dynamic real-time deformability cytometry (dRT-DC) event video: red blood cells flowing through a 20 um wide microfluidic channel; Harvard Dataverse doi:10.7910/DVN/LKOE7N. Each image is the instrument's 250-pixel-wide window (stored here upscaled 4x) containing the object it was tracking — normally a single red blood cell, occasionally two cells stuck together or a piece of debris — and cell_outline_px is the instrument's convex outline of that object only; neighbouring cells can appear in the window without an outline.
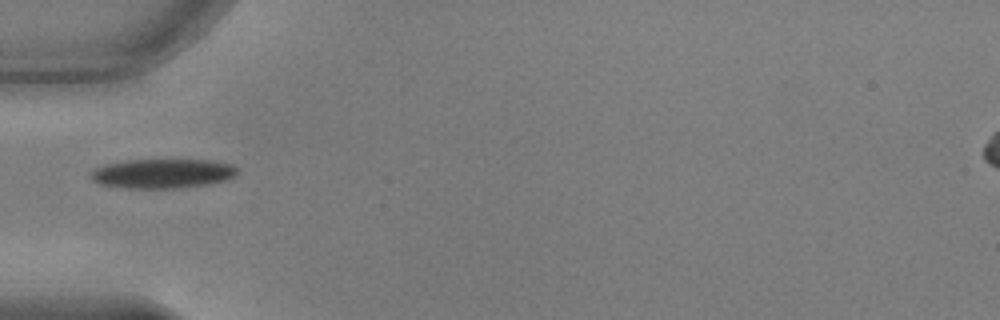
{"species": "common noctule bat (a hibernating species)", "species_latin": "Nyctalus noctula", "temperature_condition": "warm", "stored_images_in_passage": 12, "camera_frame_rate_fps": 3000, "um_per_image_px": 0.085, "animal": {"sex": "male", "body_mass_g": 17.9, "forearm_length_mm": 54.2}, "frame": {"image": 1, "passage_image": 1, "time_ms": 0.0, "image_size_px": [1000, 320], "cell_outline_px": [[240, 172], [236, 176], [228, 180], [208, 184], [176, 188], [128, 188], [100, 184], [92, 180], [88, 176], [88, 172], [104, 164], [124, 160], [208, 160], [232, 164]], "centroid_in_image_um": [13.81, 14.75], "position_along_channel_um": 71.2, "area_um2": 25.37}}
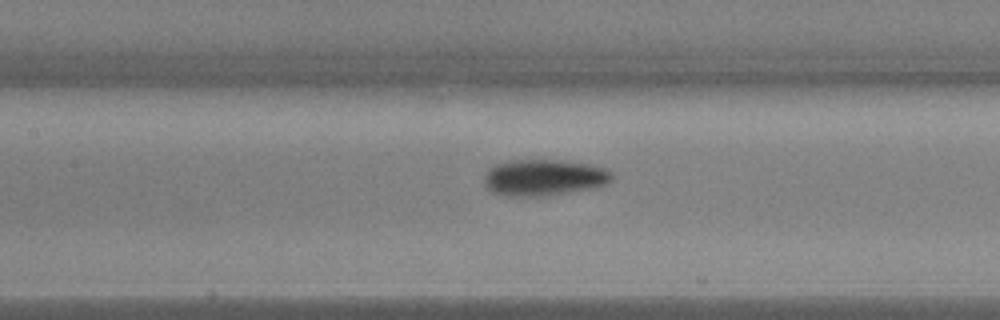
{"frame": {"image": 2, "passage_image": 8, "time_ms": 2.333, "image_size_px": [1000, 320], "cell_outline_px": [[612, 180], [608, 184], [592, 188], [548, 196], [508, 196], [492, 192], [484, 184], [484, 176], [488, 168], [496, 164], [508, 160], [564, 160], [588, 164], [604, 168], [612, 172]], "centroid_in_image_um": [46.23, 15.09], "position_along_channel_um": 161.2, "area_um2": 27.28}}
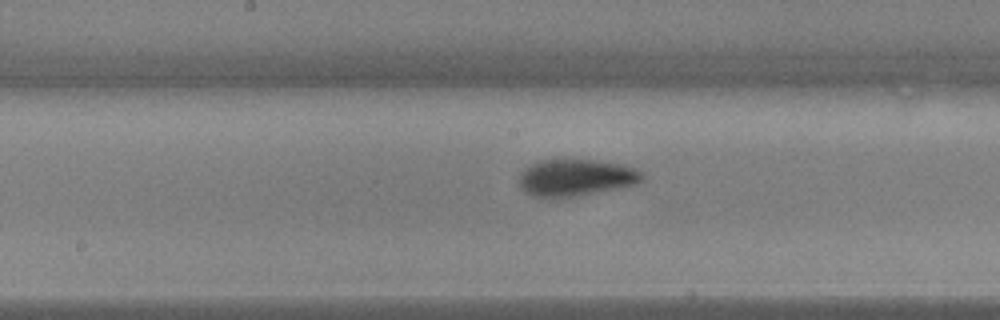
{"frame": {"image": 3, "passage_image": 11, "time_ms": 3.333, "image_size_px": [1000, 320], "cell_outline_px": [[644, 180], [636, 184], [556, 200], [552, 200], [532, 196], [524, 192], [520, 188], [520, 172], [524, 168], [540, 160], [592, 160], [624, 164], [636, 168], [644, 172]], "centroid_in_image_um": [48.93, 15.12], "position_along_channel_um": 199.3, "area_um2": 26.93}}